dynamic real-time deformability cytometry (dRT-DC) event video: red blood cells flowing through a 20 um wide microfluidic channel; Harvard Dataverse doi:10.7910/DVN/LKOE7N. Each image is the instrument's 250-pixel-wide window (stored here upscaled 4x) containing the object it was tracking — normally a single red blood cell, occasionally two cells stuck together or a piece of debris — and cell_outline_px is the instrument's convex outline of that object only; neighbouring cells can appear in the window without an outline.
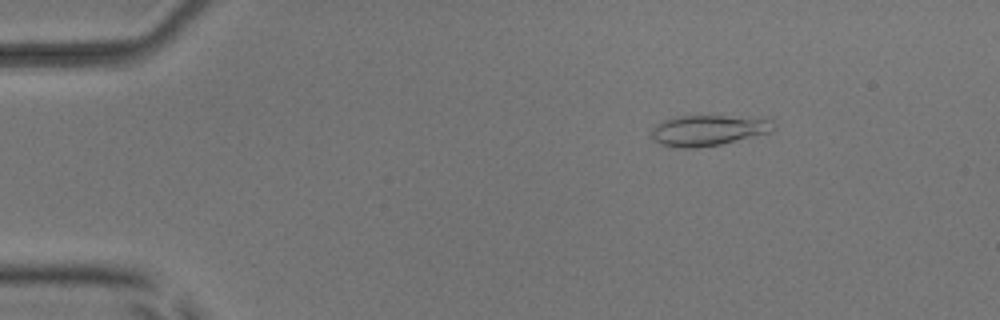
{"species": "common noctule bat (a hibernating species)", "species_latin": "Nyctalus noctula", "temperature_condition": "room temperature", "stored_images_in_passage": 6, "camera_frame_rate_fps": 3000, "um_per_image_px": 0.085, "animal": {"sex": "male", "body_mass_g": 17.9, "forearm_length_mm": 54.2}, "frame": {"image": 1, "passage_image": 3, "time_ms": 2.333, "image_size_px": [1000, 320], "cell_outline_px": [[776, 128], [772, 132], [720, 144], [696, 148], [680, 148], [660, 144], [652, 136], [652, 128], [656, 124], [664, 120], [676, 116], [772, 116], [776, 124]], "centroid_in_image_um": [60.34, 11.05], "position_along_channel_um": 24.7, "area_um2": 22.37}}
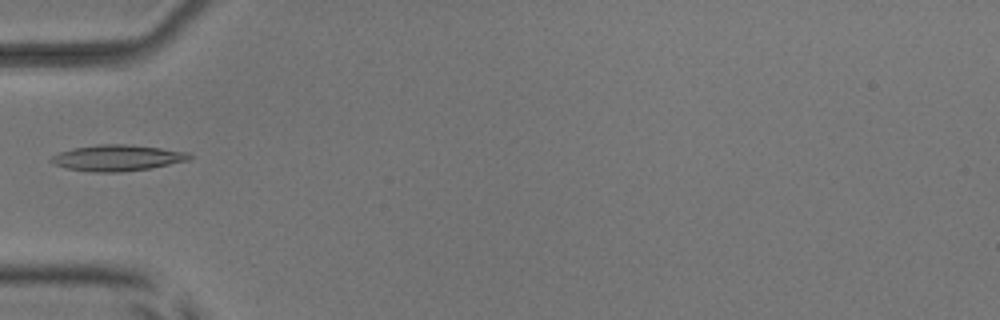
{"frame": {"image": 2, "passage_image": 6, "time_ms": 5.667, "image_size_px": [1000, 320], "cell_outline_px": [[192, 156], [188, 160], [152, 168], [120, 172], [92, 172], [68, 168], [56, 164], [48, 160], [52, 156], [60, 152], [72, 148], [100, 144], [124, 144], [160, 148], [188, 152]], "centroid_in_image_um": [9.97, 13.42], "position_along_channel_um": 75.0, "area_um2": 20.81}}